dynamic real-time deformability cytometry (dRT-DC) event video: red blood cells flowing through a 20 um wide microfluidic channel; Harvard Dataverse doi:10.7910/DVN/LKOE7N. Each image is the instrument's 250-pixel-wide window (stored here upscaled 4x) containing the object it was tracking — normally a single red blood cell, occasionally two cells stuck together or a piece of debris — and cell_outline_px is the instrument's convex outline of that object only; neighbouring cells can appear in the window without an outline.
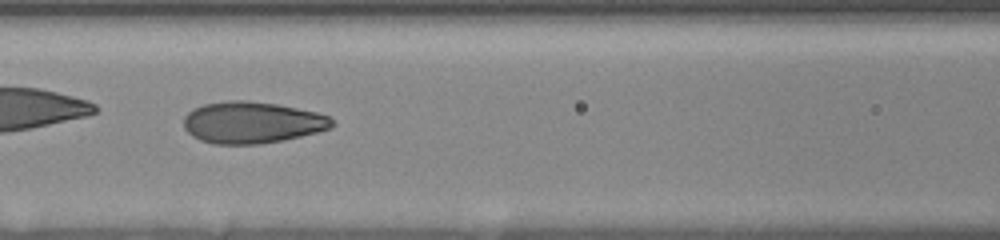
{"species": "human", "species_latin": "Homo sapiens", "temperature_condition": "room temperature", "stored_images_in_passage": 38, "camera_frame_rate_fps": 3000, "um_per_image_px": 0.085, "donor": {"sex": "female"}, "frame": {"image": 1, "passage_image": 12, "time_ms": 7.333, "image_size_px": [1000, 240], "cell_outline_px": [[336, 124], [332, 128], [300, 136], [260, 144], [216, 144], [200, 140], [192, 136], [184, 128], [184, 116], [192, 108], [204, 104], [232, 100], [244, 100], [276, 104], [316, 112], [328, 116]], "centroid_in_image_um": [21.4, 10.41], "position_along_channel_um": 145.2, "area_um2": 35.84}}